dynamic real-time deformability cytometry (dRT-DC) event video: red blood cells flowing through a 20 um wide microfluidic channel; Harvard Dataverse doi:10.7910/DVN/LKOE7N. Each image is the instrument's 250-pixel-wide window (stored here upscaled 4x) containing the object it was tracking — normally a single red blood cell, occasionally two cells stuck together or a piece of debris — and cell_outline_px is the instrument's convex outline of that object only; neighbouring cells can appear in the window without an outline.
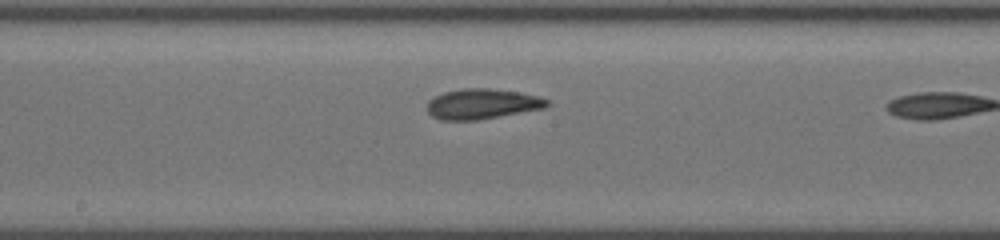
{"species": "common noctule bat (a hibernating species)", "species_latin": "Nyctalus noctula", "temperature_condition": "cold", "stored_images_in_passage": 14, "camera_frame_rate_fps": 3000, "um_per_image_px": 0.085, "animal": {"sex": "female", "body_mass_g": 19.5, "forearm_length_mm": 54.1}, "frame": {"image": 1, "passage_image": 14, "time_ms": 9.333, "image_size_px": [1000, 240], "cell_outline_px": [[552, 104], [544, 108], [476, 120], [440, 120], [432, 116], [428, 112], [428, 100], [432, 96], [444, 92], [464, 88], [488, 88], [520, 92], [540, 96], [548, 100]], "centroid_in_image_um": [40.98, 8.82], "position_along_channel_um": 207.2, "area_um2": 21.21}}